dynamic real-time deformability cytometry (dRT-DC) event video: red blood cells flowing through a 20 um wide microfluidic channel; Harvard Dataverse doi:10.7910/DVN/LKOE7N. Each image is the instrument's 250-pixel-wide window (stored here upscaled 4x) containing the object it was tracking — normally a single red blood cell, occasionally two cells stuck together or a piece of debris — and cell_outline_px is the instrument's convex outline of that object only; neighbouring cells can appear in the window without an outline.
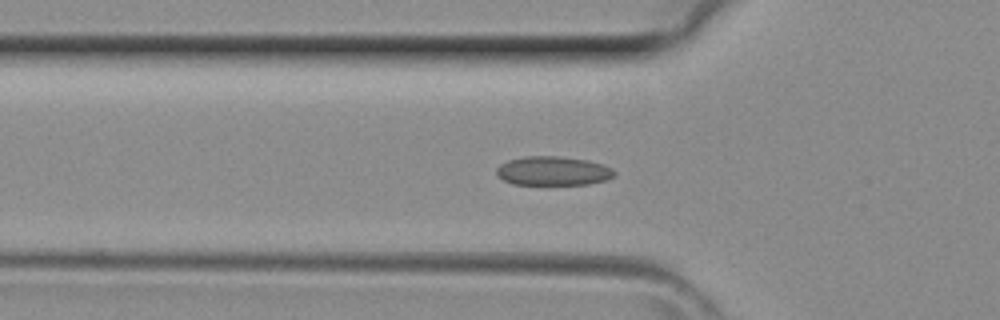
{"species": "common noctule bat (a hibernating species)", "species_latin": "Nyctalus noctula", "temperature_condition": "room temperature", "stored_images_in_passage": 27, "camera_frame_rate_fps": 3000, "um_per_image_px": 0.085, "animal": {"sex": "female", "body_mass_g": 29.2, "forearm_length_mm": 56.3}, "frame": {"image": 1, "passage_image": 8, "time_ms": 2.333, "image_size_px": [1000, 320], "cell_outline_px": [[616, 176], [608, 180], [588, 184], [512, 184], [496, 176], [496, 168], [500, 164], [508, 160], [524, 156], [556, 156], [588, 160], [612, 168], [616, 172]], "centroid_in_image_um": [47.01, 14.53], "position_along_channel_um": 78.8, "area_um2": 20.06}}
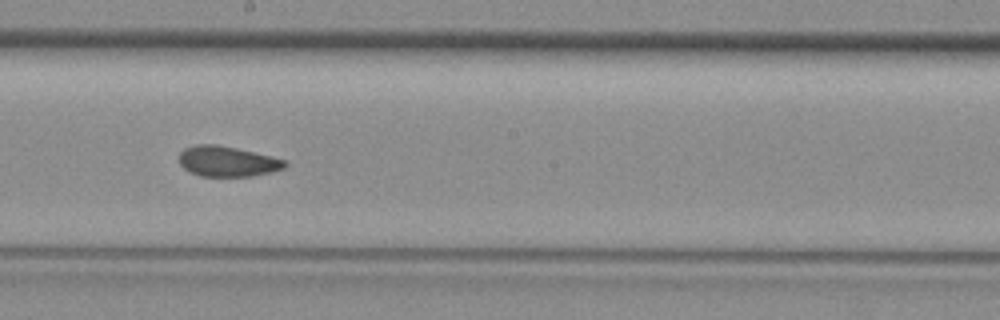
{"frame": {"image": 2, "passage_image": 17, "time_ms": 5.333, "image_size_px": [1000, 320], "cell_outline_px": [[288, 164], [284, 168], [252, 176], [200, 176], [184, 168], [180, 164], [180, 152], [184, 148], [196, 144], [216, 144], [236, 148], [272, 156], [288, 160]], "centroid_in_image_um": [19.34, 13.7], "position_along_channel_um": 228.9, "area_um2": 18.67}}
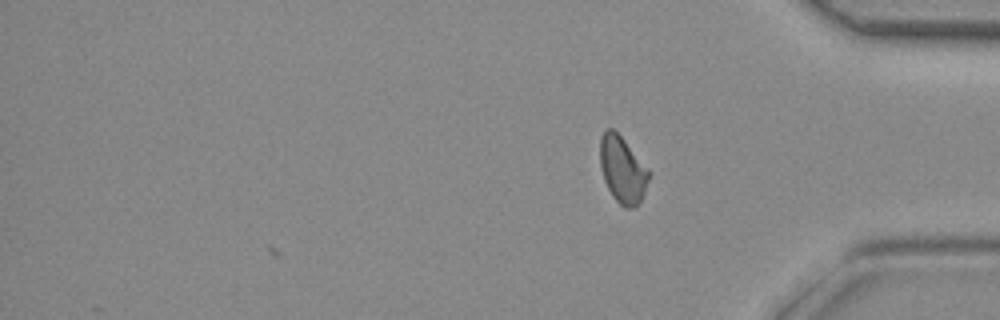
{"frame": {"image": 3, "passage_image": 27, "time_ms": 8.667, "image_size_px": [1000, 320], "cell_outline_px": [[652, 172], [640, 204], [632, 208], [624, 208], [612, 196], [604, 180], [600, 168], [600, 136], [604, 128], [612, 128], [624, 140]], "centroid_in_image_um": [52.92, 14.43], "position_along_channel_um": 382.3, "area_um2": 19.25}}